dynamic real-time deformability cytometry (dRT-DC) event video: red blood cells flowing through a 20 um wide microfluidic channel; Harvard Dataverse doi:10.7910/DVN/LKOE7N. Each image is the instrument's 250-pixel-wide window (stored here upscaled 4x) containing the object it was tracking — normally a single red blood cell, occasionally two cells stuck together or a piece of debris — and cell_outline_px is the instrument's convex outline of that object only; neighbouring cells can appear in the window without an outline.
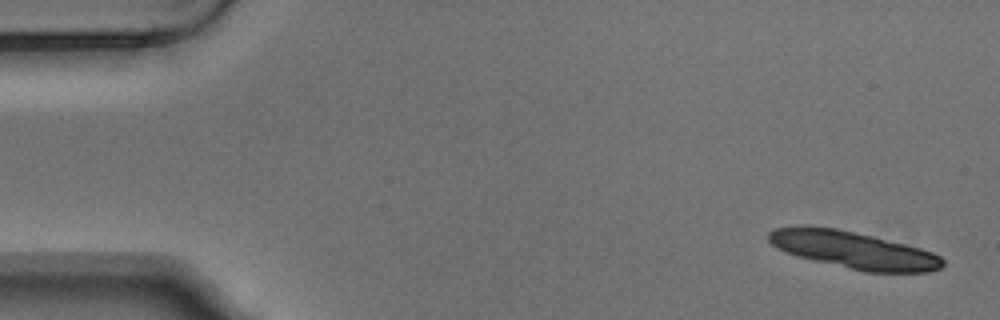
{"species": "Egyptian fruit bat (a non-hibernating species)", "species_latin": "Rousettus aegyptiacus", "temperature_condition": "warm", "stored_images_in_passage": 4, "camera_frame_rate_fps": 3000, "um_per_image_px": 0.085, "animal": {"sex": "male"}, "frame": {"image": 1, "passage_image": 1, "time_ms": 0.0, "image_size_px": [1000, 320], "cell_outline_px": [[944, 264], [940, 268], [928, 272], [864, 272], [796, 256], [776, 248], [768, 240], [768, 232], [776, 228], [800, 224], [808, 224], [836, 228], [872, 236], [920, 248], [932, 252], [940, 256], [944, 260]], "centroid_in_image_um": [72.48, 21.23], "position_along_channel_um": 12.5, "area_um2": 37.86}}